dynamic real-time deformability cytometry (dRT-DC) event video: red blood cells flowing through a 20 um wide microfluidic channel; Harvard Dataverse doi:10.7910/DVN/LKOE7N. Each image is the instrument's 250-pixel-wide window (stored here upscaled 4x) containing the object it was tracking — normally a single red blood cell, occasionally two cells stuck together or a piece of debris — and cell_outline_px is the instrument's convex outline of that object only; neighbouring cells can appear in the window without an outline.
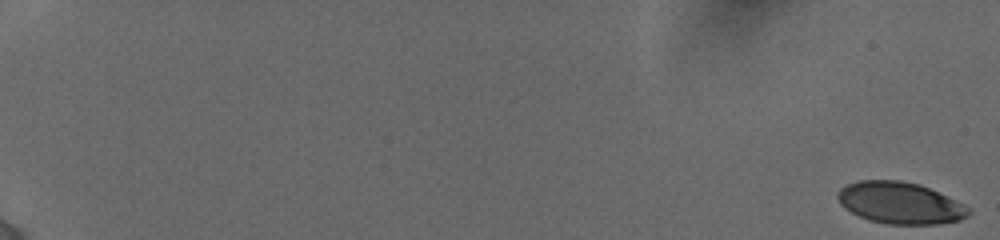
{"species": "human", "species_latin": "Homo sapiens", "temperature_condition": "cold", "stored_images_in_passage": 24, "camera_frame_rate_fps": 3000, "um_per_image_px": 0.085, "donor": {"sex": "female"}, "frame": {"image": 1, "passage_image": 1, "time_ms": 0.0, "image_size_px": [1000, 240], "cell_outline_px": [[972, 212], [968, 216], [960, 220], [936, 224], [888, 224], [868, 220], [844, 208], [840, 204], [836, 196], [836, 192], [840, 188], [856, 180], [900, 180], [920, 184], [964, 204], [972, 208]], "centroid_in_image_um": [76.5, 17.24], "position_along_channel_um": 8.5, "area_um2": 32.02}}
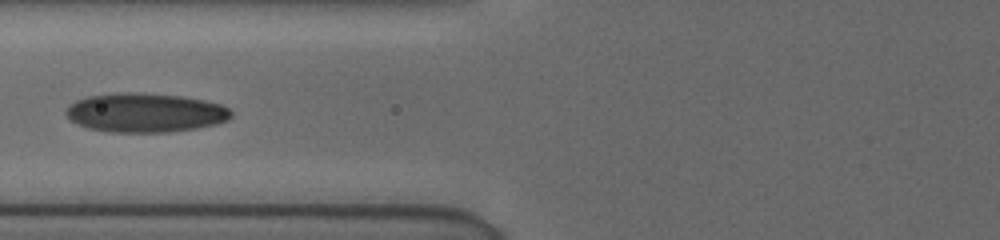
{"frame": {"image": 2, "passage_image": 21, "time_ms": 8.667, "image_size_px": [1000, 240], "cell_outline_px": [[232, 116], [228, 120], [216, 124], [196, 128], [168, 132], [108, 132], [88, 128], [72, 120], [64, 112], [68, 104], [76, 100], [88, 96], [120, 92], [140, 92], [184, 96], [204, 100], [220, 104], [228, 108], [232, 112]], "centroid_in_image_um": [12.35, 9.57], "position_along_channel_um": 113.5, "area_um2": 37.86}}
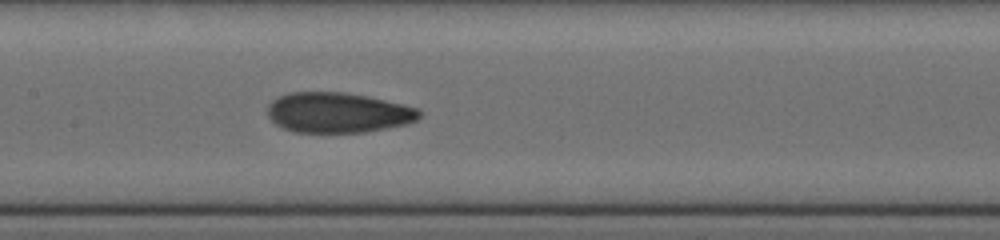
{"frame": {"image": 3, "passage_image": 24, "time_ms": 10.333, "image_size_px": [1000, 240], "cell_outline_px": [[420, 116], [416, 120], [408, 124], [364, 132], [292, 132], [276, 124], [268, 116], [268, 104], [272, 100], [288, 92], [344, 92], [368, 96], [404, 104], [420, 108]], "centroid_in_image_um": [28.74, 9.56], "position_along_channel_um": 178.7, "area_um2": 35.72}}